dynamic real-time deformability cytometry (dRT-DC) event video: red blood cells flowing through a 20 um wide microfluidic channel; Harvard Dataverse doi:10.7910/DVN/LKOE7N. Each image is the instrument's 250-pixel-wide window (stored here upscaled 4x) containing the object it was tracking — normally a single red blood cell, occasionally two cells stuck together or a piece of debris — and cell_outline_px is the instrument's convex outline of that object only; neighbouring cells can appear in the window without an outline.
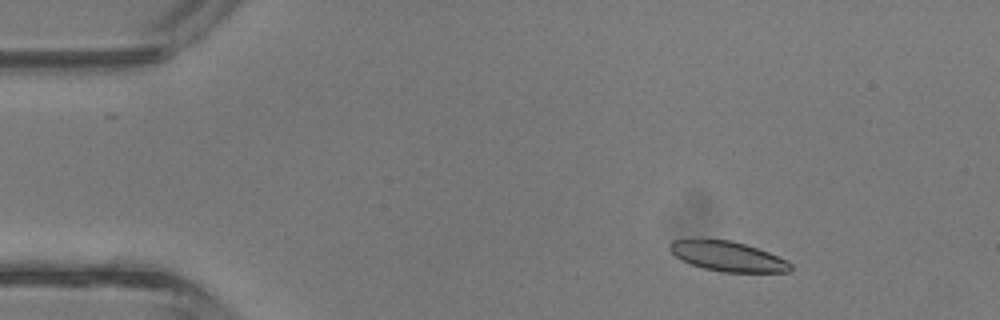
{"species": "common noctule bat (a hibernating species)", "species_latin": "Nyctalus noctula", "temperature_condition": "room temperature", "stored_images_in_passage": 43, "camera_frame_rate_fps": 3000, "um_per_image_px": 0.085, "animal": {"sex": "male", "body_mass_g": 13.3}, "frame": {"image": 1, "passage_image": 6, "time_ms": 1.667, "image_size_px": [1000, 320], "cell_outline_px": [[792, 268], [788, 272], [720, 272], [704, 268], [680, 260], [668, 248], [668, 244], [672, 240], [688, 236], [732, 240], [768, 252], [788, 260], [792, 264]], "centroid_in_image_um": [61.77, 21.74], "position_along_channel_um": 23.2, "area_um2": 21.73}}
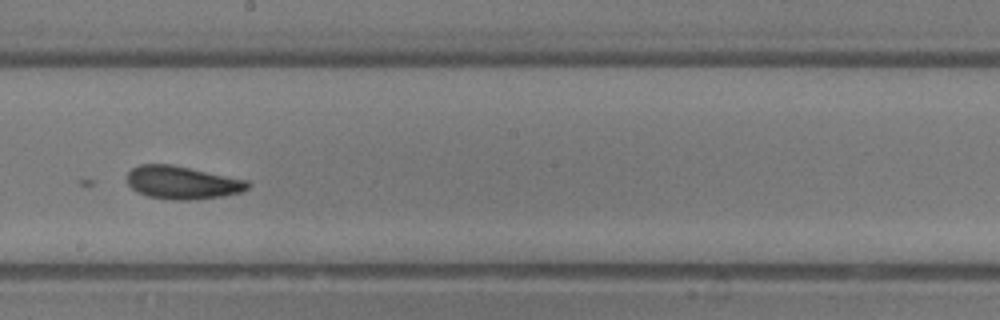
{"frame": {"image": 2, "passage_image": 24, "time_ms": 7.667, "image_size_px": [1000, 320], "cell_outline_px": [[252, 184], [248, 188], [240, 192], [224, 196], [196, 200], [172, 200], [148, 196], [136, 192], [128, 184], [128, 172], [132, 168], [140, 164], [172, 164], [248, 180]], "centroid_in_image_um": [15.51, 15.52], "position_along_channel_um": 232.7, "area_um2": 23.41}}
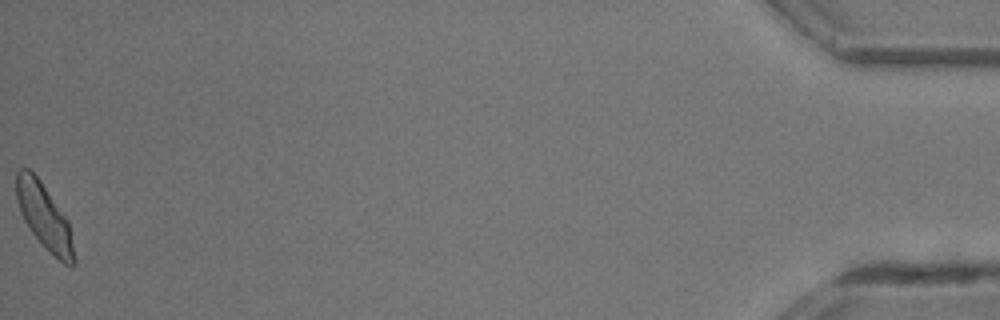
{"frame": {"image": 3, "passage_image": 43, "time_ms": 14.0, "image_size_px": [1000, 320], "cell_outline_px": [[76, 264], [72, 268], [64, 264], [48, 252], [44, 248], [32, 232], [24, 220], [20, 212], [16, 200], [16, 172], [20, 168], [28, 168], [40, 180], [68, 220], [76, 260]], "centroid_in_image_um": [3.77, 18.45], "position_along_channel_um": 431.4, "area_um2": 22.14}, "authors_computed_cell_mechanics": {"area_um2": 22.0218, "velocity_mm_per_s": 4.7912, "shape_relaxation_time_tau1_ms": null, "shape_relaxation_time_tau2_ms": 6.7218, "deformation_change_tau1": null, "deformation_change_tau2": 0.1169}}